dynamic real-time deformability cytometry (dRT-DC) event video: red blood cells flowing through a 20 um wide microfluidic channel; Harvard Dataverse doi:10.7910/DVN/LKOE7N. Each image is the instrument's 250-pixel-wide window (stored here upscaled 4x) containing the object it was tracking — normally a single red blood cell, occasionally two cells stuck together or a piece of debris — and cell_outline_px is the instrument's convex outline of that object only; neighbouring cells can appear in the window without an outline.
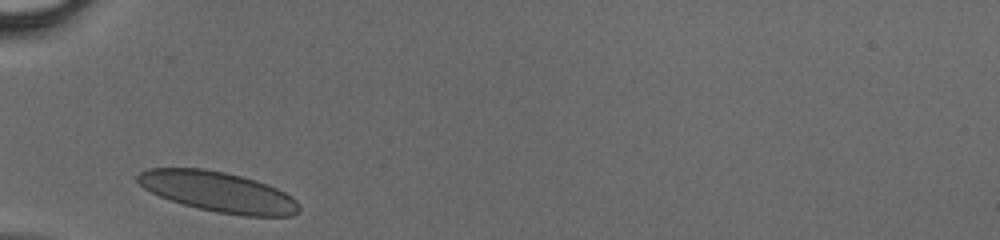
{"species": "human", "species_latin": "Homo sapiens", "temperature_condition": "cold", "stored_images_in_passage": 23, "camera_frame_rate_fps": 3000, "um_per_image_px": 0.085, "donor": {"sex": "male"}, "frame": {"image": 1, "passage_image": 1, "time_ms": 0.0, "image_size_px": [1000, 240], "cell_outline_px": [[300, 208], [292, 216], [240, 216], [216, 212], [196, 208], [160, 196], [144, 188], [136, 180], [136, 176], [140, 172], [148, 168], [204, 168], [224, 172], [256, 180], [276, 188], [292, 196], [296, 200]], "centroid_in_image_um": [18.54, 16.31], "position_along_channel_um": 66.5, "area_um2": 37.74}}
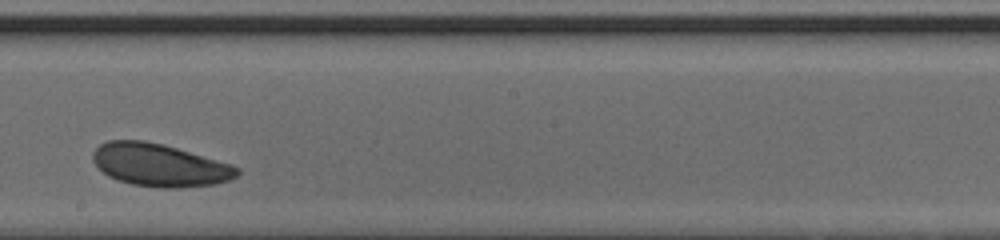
{"frame": {"image": 2, "passage_image": 13, "time_ms": 4.0, "image_size_px": [1000, 240], "cell_outline_px": [[240, 172], [236, 176], [228, 180], [212, 184], [176, 188], [156, 188], [132, 184], [108, 176], [92, 160], [92, 152], [100, 144], [108, 140], [144, 140], [164, 144], [232, 164], [240, 168]], "centroid_in_image_um": [13.56, 14.02], "position_along_channel_um": 234.6, "area_um2": 35.84}}
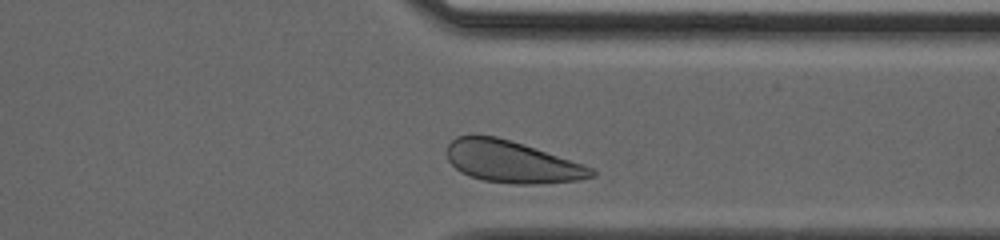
{"frame": {"image": 3, "passage_image": 22, "time_ms": 7.0, "image_size_px": [1000, 240], "cell_outline_px": [[596, 176], [580, 180], [536, 184], [512, 184], [484, 180], [468, 176], [460, 172], [448, 160], [448, 144], [456, 136], [496, 136], [592, 168], [596, 172]], "centroid_in_image_um": [43.47, 13.78], "position_along_channel_um": 367.9, "area_um2": 34.45}}